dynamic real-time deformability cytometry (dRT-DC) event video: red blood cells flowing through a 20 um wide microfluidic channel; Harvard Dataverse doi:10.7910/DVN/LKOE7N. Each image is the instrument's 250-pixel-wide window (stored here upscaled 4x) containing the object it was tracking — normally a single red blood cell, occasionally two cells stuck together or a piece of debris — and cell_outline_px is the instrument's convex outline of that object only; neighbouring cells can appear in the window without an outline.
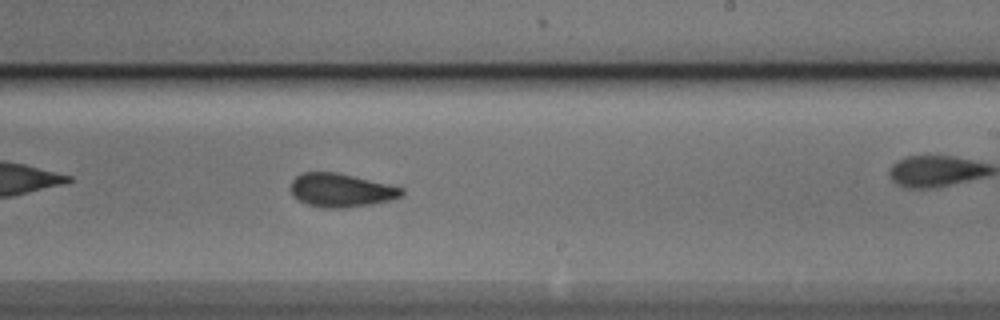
{"species": "Egyptian fruit bat (a non-hibernating species)", "species_latin": "Rousettus aegyptiacus", "temperature_condition": "cold", "stored_images_in_passage": 34, "camera_frame_rate_fps": 3000, "um_per_image_px": 0.085, "animal": {"sex": "male"}, "frame": {"image": 1, "passage_image": 20, "time_ms": 6.333, "image_size_px": [1000, 320], "cell_outline_px": [[404, 196], [392, 200], [372, 204], [344, 208], [324, 208], [308, 204], [292, 196], [292, 180], [296, 176], [304, 172], [336, 172], [388, 184], [404, 188]], "centroid_in_image_um": [29.03, 16.18], "position_along_channel_um": 260.0, "area_um2": 21.68}, "authors_computed_cell_mechanics": {"area_um2": 21.7328, "velocity_mm_per_s": 3.8374, "shape_relaxation_time_tau1_ms": 5.2953, "shape_relaxation_time_tau2_ms": 2.0468, "deformation_change_tau1": 0.1358, "deformation_change_tau2": 0.078}}